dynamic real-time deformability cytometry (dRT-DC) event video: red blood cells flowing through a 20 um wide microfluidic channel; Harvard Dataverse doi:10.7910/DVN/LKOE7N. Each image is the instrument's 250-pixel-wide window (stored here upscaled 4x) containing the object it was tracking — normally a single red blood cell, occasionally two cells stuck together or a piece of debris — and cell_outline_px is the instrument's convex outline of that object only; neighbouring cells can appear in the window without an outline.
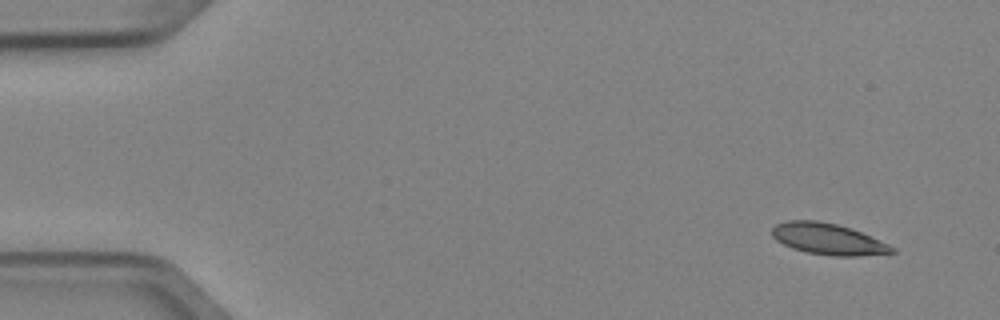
{"species": "Egyptian fruit bat (a non-hibernating species)", "species_latin": "Rousettus aegyptiacus", "temperature_condition": "cold", "stored_images_in_passage": 5, "camera_frame_rate_fps": 3000, "um_per_image_px": 0.085, "animal": {"sex": "female"}, "frame": {"image": 1, "passage_image": 1, "time_ms": 0.0, "image_size_px": [1000, 320], "cell_outline_px": [[896, 252], [860, 256], [832, 256], [808, 252], [792, 248], [776, 240], [772, 236], [772, 228], [776, 224], [788, 220], [816, 220], [836, 224], [852, 228], [888, 244], [896, 248]], "centroid_in_image_um": [70.38, 20.31], "position_along_channel_um": 14.6, "area_um2": 21.79}}
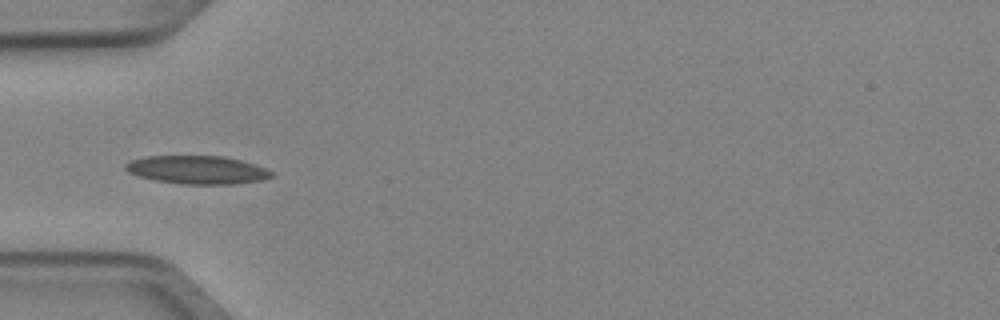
{"frame": {"image": 2, "passage_image": 4, "time_ms": 1.0, "image_size_px": [1000, 320], "cell_outline_px": [[272, 176], [264, 180], [236, 184], [180, 184], [156, 180], [140, 176], [128, 172], [124, 168], [124, 164], [132, 160], [144, 156], [224, 156], [240, 160], [264, 168], [272, 172]], "centroid_in_image_um": [16.75, 14.44], "position_along_channel_um": 68.3, "area_um2": 23.93}}
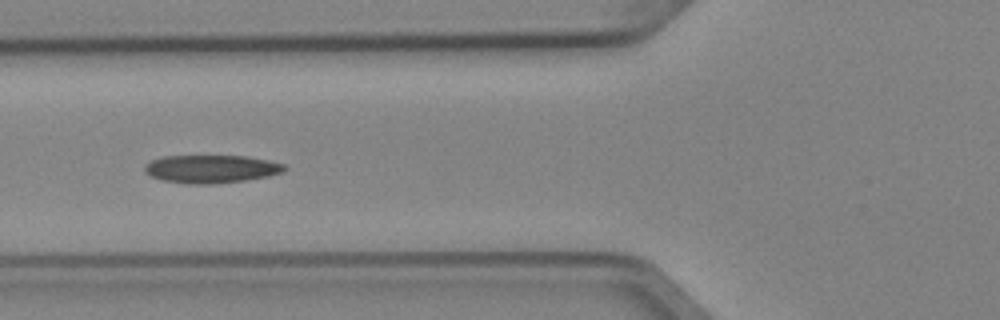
{"frame": {"image": 3, "passage_image": 5, "time_ms": 1.333, "image_size_px": [1000, 320], "cell_outline_px": [[288, 168], [284, 172], [268, 176], [244, 180], [216, 184], [188, 184], [164, 180], [152, 176], [144, 172], [144, 168], [152, 160], [164, 156], [244, 156], [284, 164]], "centroid_in_image_um": [17.97, 14.37], "position_along_channel_um": 107.8, "area_um2": 22.6}}